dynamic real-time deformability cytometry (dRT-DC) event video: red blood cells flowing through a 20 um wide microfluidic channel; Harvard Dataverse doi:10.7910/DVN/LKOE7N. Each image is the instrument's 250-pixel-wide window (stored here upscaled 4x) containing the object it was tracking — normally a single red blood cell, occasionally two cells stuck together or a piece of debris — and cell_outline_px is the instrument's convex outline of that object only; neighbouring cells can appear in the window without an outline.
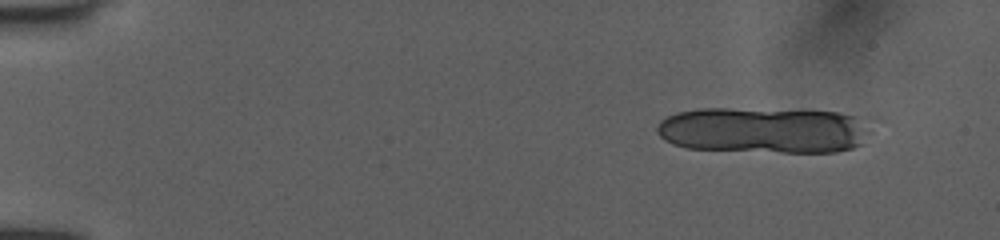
{"species": "human", "species_latin": "Homo sapiens", "temperature_condition": "room temperature", "stored_images_in_passage": 11, "camera_frame_rate_fps": 3000, "um_per_image_px": 0.085, "donor": {"sex": "female"}, "frame": {"image": 1, "passage_image": 1, "time_ms": 0.0, "image_size_px": [1000, 240], "cell_outline_px": [[872, 132], [860, 144], [852, 148], [836, 152], [784, 152], [688, 148], [672, 144], [664, 140], [656, 132], [656, 128], [660, 120], [676, 112], [700, 108], [728, 108], [836, 112], [852, 116]], "centroid_in_image_um": [64.82, 11.07], "position_along_channel_um": 20.2, "area_um2": 56.99}}